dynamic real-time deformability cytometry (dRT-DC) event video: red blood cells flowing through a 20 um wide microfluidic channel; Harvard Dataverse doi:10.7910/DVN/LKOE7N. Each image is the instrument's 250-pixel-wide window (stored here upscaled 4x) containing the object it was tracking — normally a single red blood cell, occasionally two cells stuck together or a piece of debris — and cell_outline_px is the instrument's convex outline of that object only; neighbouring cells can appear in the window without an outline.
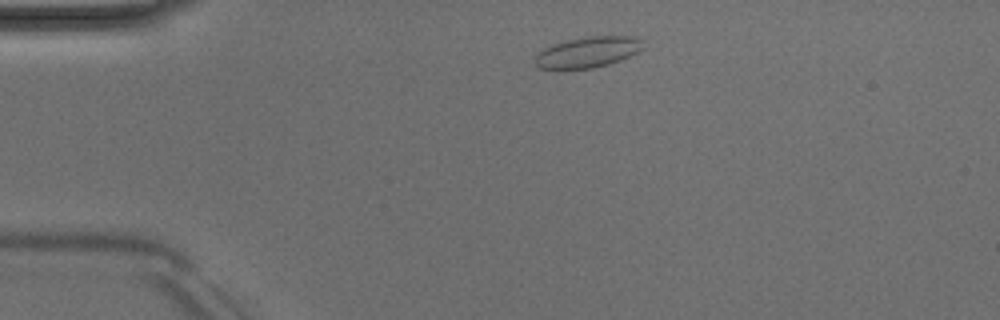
{"species": "Egyptian fruit bat (a non-hibernating species)", "species_latin": "Rousettus aegyptiacus", "temperature_condition": "room temperature", "stored_images_in_passage": 41, "camera_frame_rate_fps": 3000, "um_per_image_px": 0.085, "animal": {"sex": "male"}, "frame": {"image": 1, "passage_image": 1, "time_ms": 0.0, "image_size_px": [1000, 320], "cell_outline_px": [[644, 48], [640, 52], [620, 60], [608, 64], [592, 68], [540, 68], [536, 64], [536, 56], [544, 48], [552, 44], [564, 40], [588, 36], [636, 36], [644, 40]], "centroid_in_image_um": [50.05, 4.4], "position_along_channel_um": 34.9, "area_um2": 19.42}}
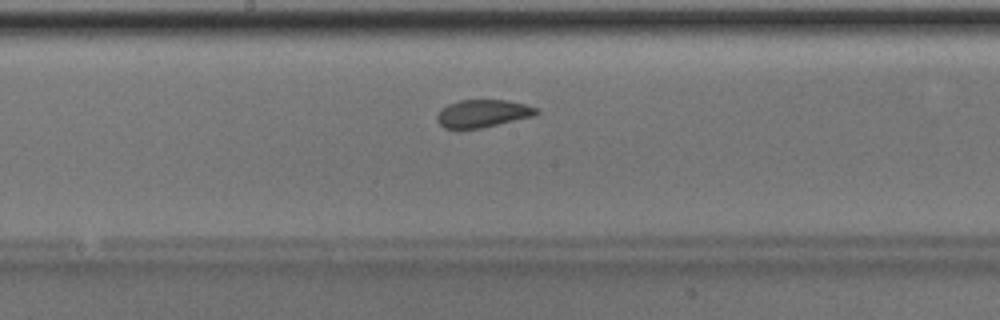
{"frame": {"image": 2, "passage_image": 17, "time_ms": 5.333, "image_size_px": [1000, 320], "cell_outline_px": [[540, 112], [536, 116], [480, 128], [444, 128], [436, 120], [436, 116], [440, 108], [448, 104], [460, 100], [504, 100], [524, 104], [536, 108]], "centroid_in_image_um": [41.02, 9.64], "position_along_channel_um": 207.2, "area_um2": 16.01}}
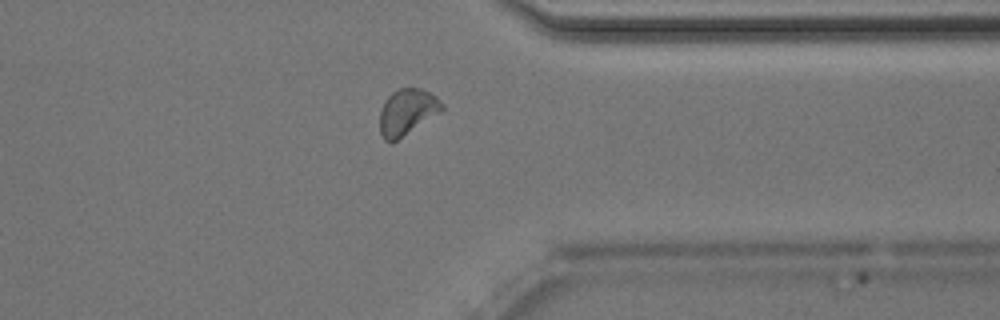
{"frame": {"image": 3, "passage_image": 30, "time_ms": 9.667, "image_size_px": [1000, 320], "cell_outline_px": [[444, 108], [440, 112], [392, 144], [384, 140], [380, 132], [380, 112], [384, 100], [392, 92], [400, 88], [420, 88], [436, 96], [444, 104]], "centroid_in_image_um": [34.59, 9.53], "position_along_channel_um": 376.8, "area_um2": 16.76}, "authors_computed_cell_mechanics": {"area_um2": 16.6464, "velocity_mm_per_s": 4.0191, "shape_relaxation_time_tau1_ms": 9.8479, "shape_relaxation_time_tau2_ms": 1.1139, "deformation_change_tau1": 0.1661, "deformation_change_tau2": 0.0665}}